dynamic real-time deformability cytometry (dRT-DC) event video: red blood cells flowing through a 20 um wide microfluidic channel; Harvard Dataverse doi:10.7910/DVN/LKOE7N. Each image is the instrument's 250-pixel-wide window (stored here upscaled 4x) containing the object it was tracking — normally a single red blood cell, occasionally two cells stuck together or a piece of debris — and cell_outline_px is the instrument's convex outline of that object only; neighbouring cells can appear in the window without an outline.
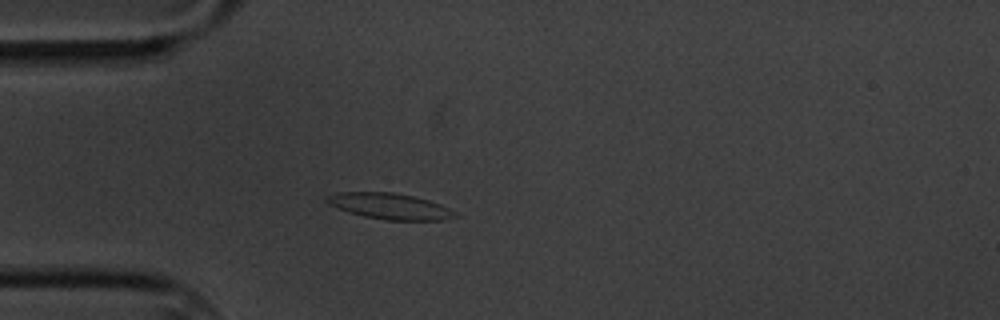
{"species": "common noctule bat (a hibernating species)", "species_latin": "Nyctalus noctula", "temperature_condition": "cold", "stored_images_in_passage": 4, "camera_frame_rate_fps": 3000, "um_per_image_px": 0.085, "animal": {"sex": "male", "body_mass_g": 20.1, "forearm_length_mm": 53.5}, "frame": {"image": 1, "passage_image": 4, "time_ms": 4.333, "image_size_px": [1000, 320], "cell_outline_px": [[460, 216], [444, 220], [388, 220], [364, 216], [348, 212], [328, 204], [324, 200], [324, 196], [340, 192], [396, 192], [428, 200], [440, 204], [456, 212]], "centroid_in_image_um": [33.13, 17.52], "position_along_channel_um": 51.9, "area_um2": 19.48}}